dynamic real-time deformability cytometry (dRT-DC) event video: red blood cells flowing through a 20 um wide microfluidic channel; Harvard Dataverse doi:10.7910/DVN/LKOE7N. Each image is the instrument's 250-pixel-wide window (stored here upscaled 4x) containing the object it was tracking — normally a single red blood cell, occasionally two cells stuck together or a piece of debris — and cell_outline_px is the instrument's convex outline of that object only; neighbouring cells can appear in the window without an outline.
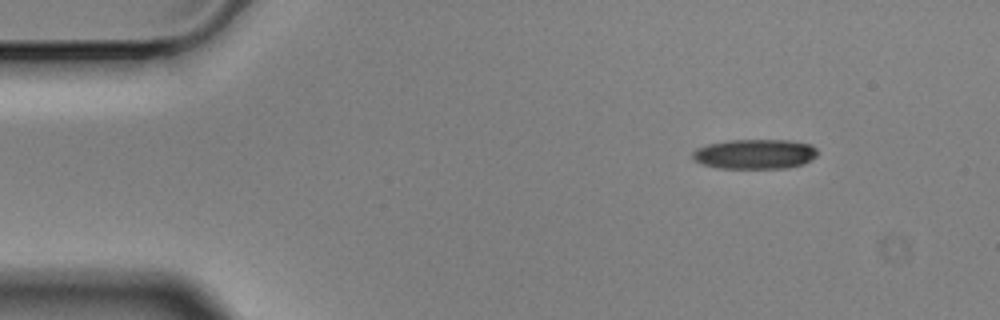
{"species": "Egyptian fruit bat (a non-hibernating species)", "species_latin": "Rousettus aegyptiacus", "temperature_condition": "cold", "stored_images_in_passage": 51, "camera_frame_rate_fps": 3000, "um_per_image_px": 0.085, "animal": {"sex": "male"}, "frame": {"image": 1, "passage_image": 1, "time_ms": 0.0, "image_size_px": [1000, 320], "cell_outline_px": [[816, 156], [800, 164], [784, 168], [716, 168], [700, 164], [692, 160], [692, 152], [696, 148], [708, 144], [728, 140], [788, 140], [808, 144], [816, 148]], "centroid_in_image_um": [64.06, 13.09], "position_along_channel_um": 20.9, "area_um2": 21.62}}
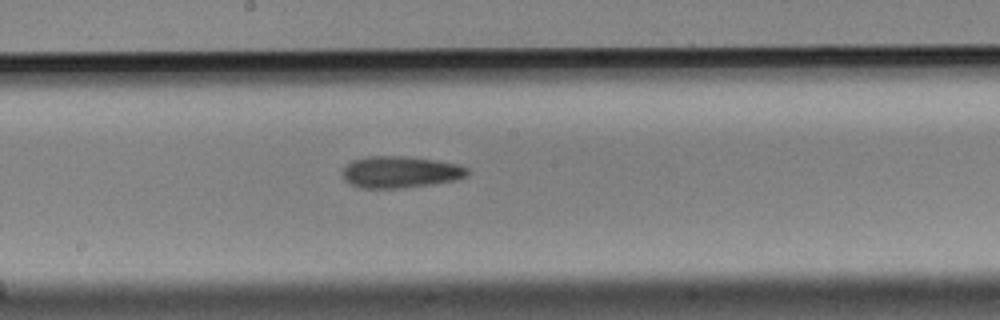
{"frame": {"image": 2, "passage_image": 24, "time_ms": 7.667, "image_size_px": [1000, 320], "cell_outline_px": [[468, 176], [456, 180], [432, 184], [404, 188], [360, 188], [348, 184], [344, 180], [344, 168], [352, 160], [368, 156], [404, 156], [436, 160], [460, 164], [468, 168]], "centroid_in_image_um": [34.05, 14.63], "position_along_channel_um": 214.2, "area_um2": 23.24}}
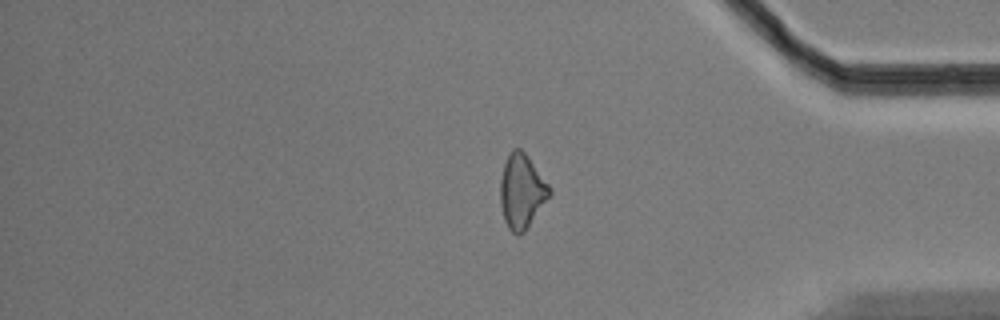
{"frame": {"image": 3, "passage_image": 41, "time_ms": 13.333, "image_size_px": [1000, 320], "cell_outline_px": [[552, 192], [528, 228], [520, 236], [516, 236], [508, 228], [504, 220], [500, 204], [500, 180], [504, 164], [508, 152], [512, 148], [520, 148], [528, 156], [552, 188]], "centroid_in_image_um": [44.34, 16.27], "position_along_channel_um": 390.9, "area_um2": 21.62}, "authors_computed_cell_mechanics": {"area_um2": 21.7906, "velocity_mm_per_s": 3.515, "shape_relaxation_time_tau1_ms": 5.9802, "shape_relaxation_time_tau2_ms": null, "deformation_change_tau1": 0.1486, "deformation_change_tau2": null}}